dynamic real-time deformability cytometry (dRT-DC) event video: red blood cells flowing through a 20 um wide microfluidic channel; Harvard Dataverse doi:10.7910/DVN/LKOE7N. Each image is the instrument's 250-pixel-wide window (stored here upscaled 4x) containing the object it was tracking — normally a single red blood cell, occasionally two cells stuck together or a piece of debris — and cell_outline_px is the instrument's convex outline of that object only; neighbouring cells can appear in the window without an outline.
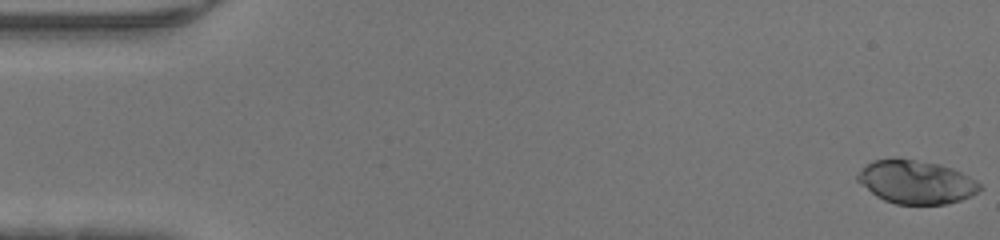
{"species": "human", "species_latin": "Homo sapiens", "temperature_condition": "warm", "stored_images_in_passage": 47, "camera_frame_rate_fps": 3000, "um_per_image_px": 0.085, "donor": {"sex": "male"}, "frame": {"image": 1, "passage_image": 1, "time_ms": 0.0, "image_size_px": [1000, 240], "cell_outline_px": [[984, 188], [972, 196], [948, 204], [896, 204], [884, 200], [876, 196], [856, 180], [856, 176], [872, 160], [896, 156], [940, 164], [952, 168], [976, 180]], "centroid_in_image_um": [77.88, 15.46], "position_along_channel_um": 7.1, "area_um2": 31.21}}
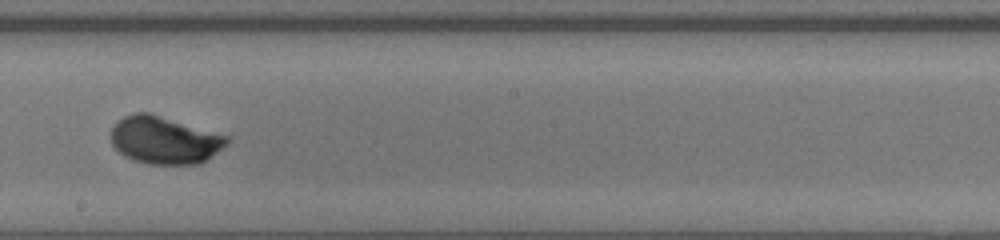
{"frame": {"image": 2, "passage_image": 27, "time_ms": 8.667, "image_size_px": [1000, 240], "cell_outline_px": [[232, 140], [228, 144], [200, 164], [148, 164], [132, 160], [124, 156], [112, 144], [112, 128], [116, 120], [124, 116], [136, 112], [148, 112], [232, 136]], "centroid_in_image_um": [14.02, 11.9], "position_along_channel_um": 234.2, "area_um2": 32.48}}
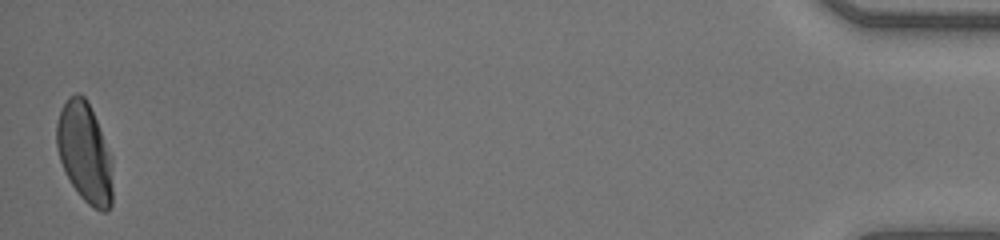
{"frame": {"image": 3, "passage_image": 47, "time_ms": 15.333, "image_size_px": [1000, 240], "cell_outline_px": [[112, 204], [108, 212], [100, 212], [92, 208], [80, 196], [64, 172], [60, 160], [56, 144], [56, 124], [60, 108], [68, 96], [76, 92], [80, 92], [88, 100], [112, 160]], "centroid_in_image_um": [7.18, 12.97], "position_along_channel_um": 428.0, "area_um2": 32.95}}